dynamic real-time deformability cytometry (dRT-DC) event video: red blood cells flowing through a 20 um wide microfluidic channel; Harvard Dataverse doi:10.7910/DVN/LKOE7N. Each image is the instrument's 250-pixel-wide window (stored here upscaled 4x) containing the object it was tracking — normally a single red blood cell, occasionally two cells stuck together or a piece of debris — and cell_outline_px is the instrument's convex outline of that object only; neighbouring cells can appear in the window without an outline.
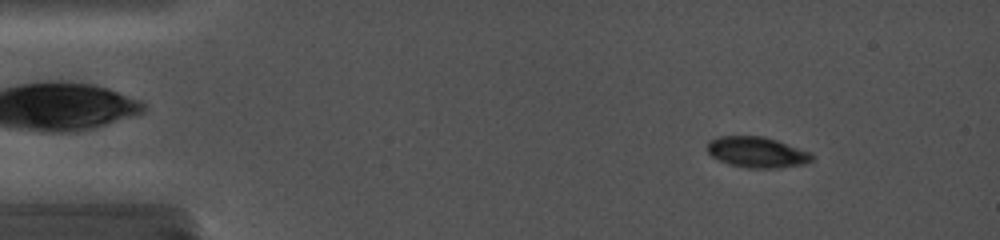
{"species": "common noctule bat (a hibernating species)", "species_latin": "Nyctalus noctula", "temperature_condition": "cold", "stored_images_in_passage": 48, "camera_frame_rate_fps": 5000, "um_per_image_px": 0.085, "animal": {"sex": "female", "body_mass_g": 19.0, "forearm_length_mm": 56.7}, "frame": {"image": 1, "passage_image": 5, "time_ms": 1.6, "image_size_px": [1000, 240], "cell_outline_px": [[816, 156], [812, 160], [804, 164], [780, 168], [744, 168], [720, 160], [712, 156], [708, 152], [708, 140], [720, 136], [764, 136], [812, 152]], "centroid_in_image_um": [64.39, 12.94], "position_along_channel_um": 20.6, "area_um2": 18.84}}
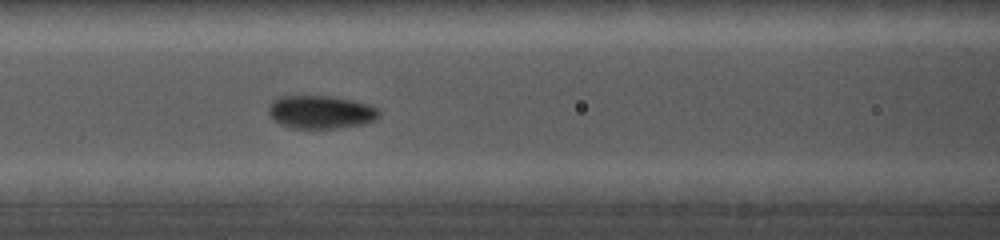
{"frame": {"image": 2, "passage_image": 19, "time_ms": 7.0, "image_size_px": [1000, 240], "cell_outline_px": [[380, 116], [376, 120], [364, 124], [336, 128], [292, 128], [280, 124], [272, 120], [268, 112], [268, 104], [272, 100], [280, 96], [332, 96], [352, 100], [368, 104], [376, 108], [380, 112]], "centroid_in_image_um": [27.24, 9.52], "position_along_channel_um": 139.4, "area_um2": 21.56}}
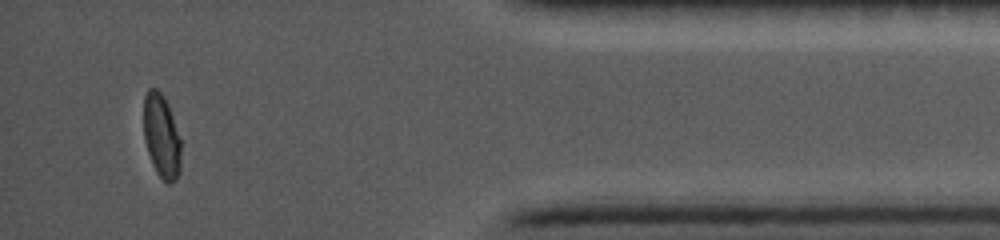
{"frame": {"image": 3, "passage_image": 44, "time_ms": 15.2, "image_size_px": [1000, 240], "cell_outline_px": [[180, 172], [176, 180], [168, 184], [156, 172], [152, 164], [148, 152], [144, 136], [144, 96], [148, 88], [156, 88], [164, 96], [168, 104], [180, 140]], "centroid_in_image_um": [13.72, 11.57], "position_along_channel_um": 421.5, "area_um2": 18.09}}